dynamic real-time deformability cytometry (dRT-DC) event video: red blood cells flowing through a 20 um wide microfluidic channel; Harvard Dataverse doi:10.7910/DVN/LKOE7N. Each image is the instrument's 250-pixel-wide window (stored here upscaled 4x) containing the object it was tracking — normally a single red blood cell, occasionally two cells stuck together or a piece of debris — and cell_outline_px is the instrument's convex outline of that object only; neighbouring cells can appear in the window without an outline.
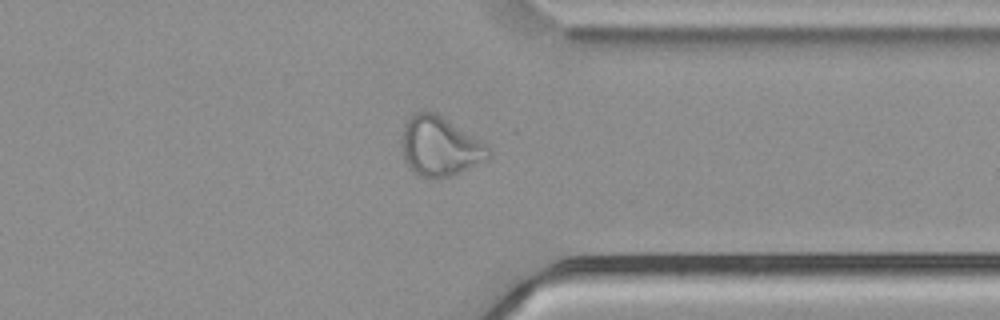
{"species": "common noctule bat (a hibernating species)", "species_latin": "Nyctalus noctula", "temperature_condition": "cold", "stored_images_in_passage": 39, "camera_frame_rate_fps": 3000, "um_per_image_px": 0.085, "animal": {"sex": "male", "body_mass_g": 21.5, "forearm_length_mm": 52.0}, "frame": {"image": 1, "passage_image": 34, "time_ms": 11.0, "image_size_px": [1000, 320], "cell_outline_px": [[492, 156], [488, 160], [452, 176], [436, 180], [432, 180], [420, 176], [404, 160], [400, 148], [404, 124], [416, 112], [436, 112], [488, 144], [492, 152]], "centroid_in_image_um": [37.43, 12.47], "position_along_channel_um": 374.0, "area_um2": 30.63}}